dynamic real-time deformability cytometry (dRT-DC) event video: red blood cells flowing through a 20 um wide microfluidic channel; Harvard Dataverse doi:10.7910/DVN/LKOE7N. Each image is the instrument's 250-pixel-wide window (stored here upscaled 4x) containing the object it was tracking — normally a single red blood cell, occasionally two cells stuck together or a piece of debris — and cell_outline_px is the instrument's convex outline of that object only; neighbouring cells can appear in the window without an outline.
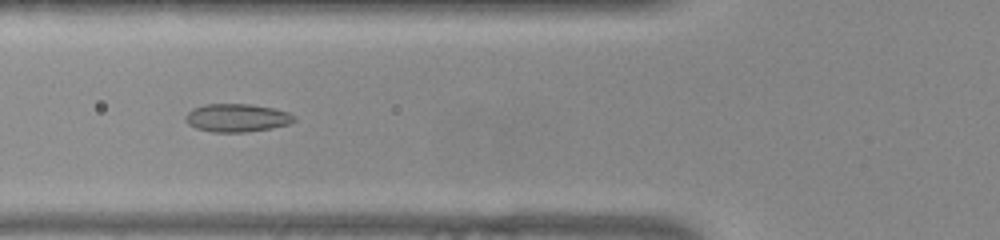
{"species": "common noctule bat (a hibernating species)", "species_latin": "Nyctalus noctula", "temperature_condition": "warm", "stored_images_in_passage": 51, "camera_frame_rate_fps": 3000, "um_per_image_px": 0.085, "animal": {"sex": "female", "body_mass_g": 22.0, "forearm_length_mm": 56.7}, "frame": {"image": 1, "passage_image": 18, "time_ms": 5.667, "image_size_px": [1000, 240], "cell_outline_px": [[296, 120], [288, 124], [272, 128], [244, 132], [212, 132], [196, 128], [188, 124], [184, 120], [184, 116], [192, 108], [204, 104], [252, 104], [272, 108], [288, 112], [296, 116]], "centroid_in_image_um": [20.11, 10.01], "position_along_channel_um": 105.7, "area_um2": 17.92}}
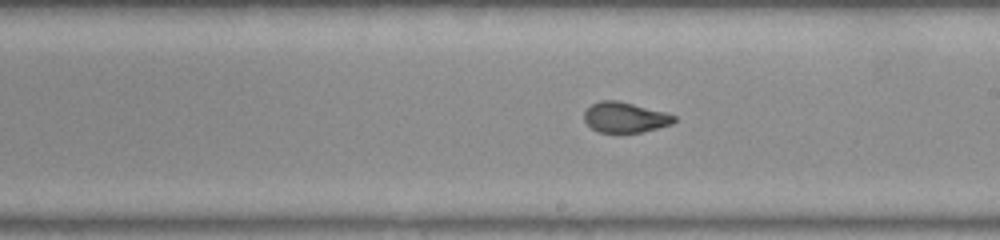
{"frame": {"image": 2, "passage_image": 28, "time_ms": 9.0, "image_size_px": [1000, 240], "cell_outline_px": [[676, 120], [672, 124], [640, 132], [600, 132], [592, 128], [584, 120], [584, 112], [592, 104], [600, 100], [616, 100], [664, 112], [676, 116]], "centroid_in_image_um": [53.11, 9.97], "position_along_channel_um": 235.9, "area_um2": 15.61}}
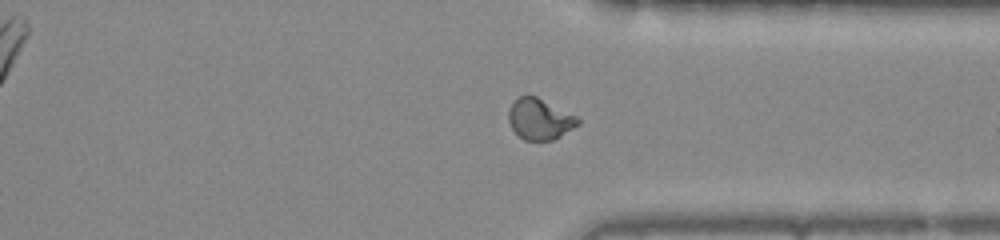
{"frame": {"image": 3, "passage_image": 38, "time_ms": 12.333, "image_size_px": [1000, 240], "cell_outline_px": [[580, 124], [560, 136], [552, 140], [524, 140], [512, 128], [508, 120], [508, 108], [520, 96], [528, 92], [576, 116], [580, 120]], "centroid_in_image_um": [45.86, 10.1], "position_along_channel_um": 365.5, "area_um2": 16.53}, "authors_computed_cell_mechanics": {"area_um2": 16.9932, "velocity_mm_per_s": 3.9099, "shape_relaxation_time_tau1_ms": null, "shape_relaxation_time_tau2_ms": 0.7685, "deformation_change_tau1": null, "deformation_change_tau2": 0.055}}